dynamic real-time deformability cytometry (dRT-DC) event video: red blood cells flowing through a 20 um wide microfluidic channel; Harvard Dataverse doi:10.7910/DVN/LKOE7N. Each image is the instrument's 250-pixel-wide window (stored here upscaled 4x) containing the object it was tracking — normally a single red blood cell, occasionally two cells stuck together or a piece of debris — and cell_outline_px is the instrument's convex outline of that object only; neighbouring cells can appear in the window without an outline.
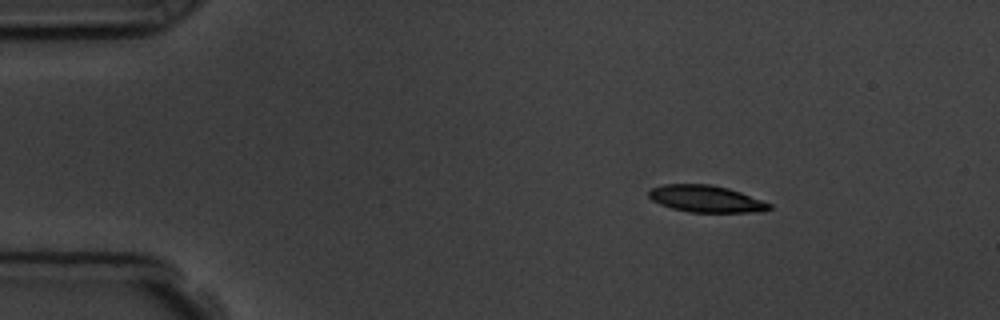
{"species": "common noctule bat (a hibernating species)", "species_latin": "Nyctalus noctula", "temperature_condition": "room temperature", "stored_images_in_passage": 3, "camera_frame_rate_fps": 3000, "um_per_image_px": 0.085, "animal": {"sex": "male", "body_mass_g": 19.5, "forearm_length_mm": 54.6}, "frame": {"image": 1, "passage_image": 1, "time_ms": 0.0, "image_size_px": [1000, 320], "cell_outline_px": [[772, 208], [748, 212], [688, 212], [672, 208], [660, 204], [652, 200], [648, 196], [648, 192], [652, 188], [664, 184], [708, 184], [728, 188], [740, 192], [772, 204]], "centroid_in_image_um": [59.96, 16.89], "position_along_channel_um": 25.0, "area_um2": 18.61}}